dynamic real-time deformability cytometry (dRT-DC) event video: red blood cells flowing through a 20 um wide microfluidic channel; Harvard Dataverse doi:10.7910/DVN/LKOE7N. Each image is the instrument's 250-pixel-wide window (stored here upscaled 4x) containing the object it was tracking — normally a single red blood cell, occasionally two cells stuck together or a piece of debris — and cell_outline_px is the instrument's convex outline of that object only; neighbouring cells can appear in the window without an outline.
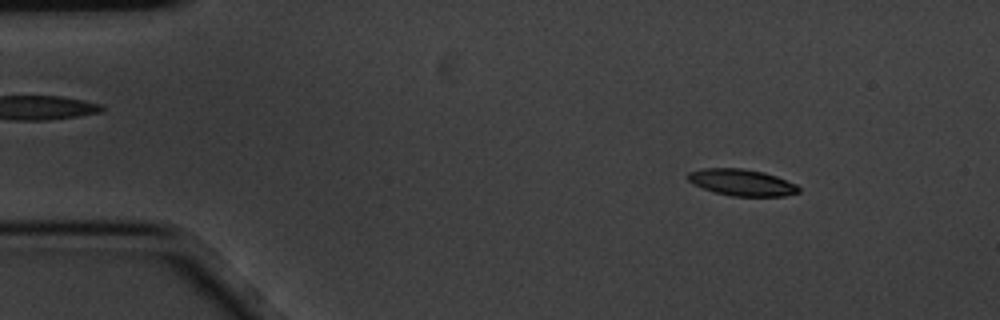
{"species": "common noctule bat (a hibernating species)", "species_latin": "Nyctalus noctula", "temperature_condition": "cold", "stored_images_in_passage": 5, "camera_frame_rate_fps": 3000, "um_per_image_px": 0.085, "animal": {"sex": "male", "body_mass_g": 20.1, "forearm_length_mm": 53.5}, "frame": {"image": 1, "passage_image": 2, "time_ms": 0.333, "image_size_px": [1000, 320], "cell_outline_px": [[800, 192], [784, 196], [732, 196], [716, 192], [704, 188], [688, 180], [684, 176], [688, 172], [700, 168], [744, 168], [764, 172], [776, 176], [796, 184], [800, 188]], "centroid_in_image_um": [63.05, 15.49], "position_along_channel_um": 22.0, "area_um2": 17.17}}
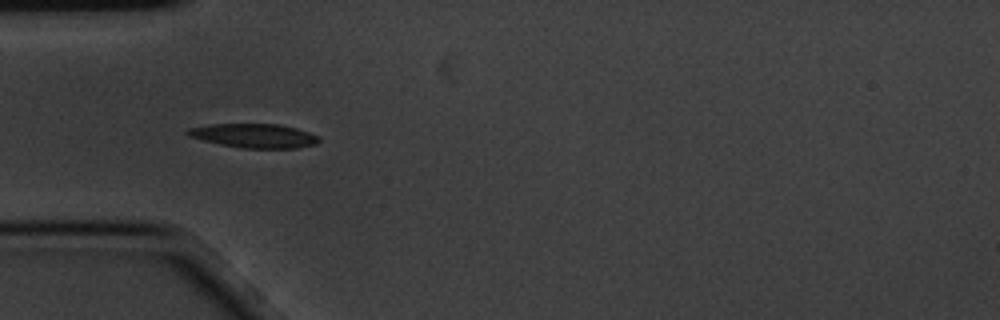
{"frame": {"image": 2, "passage_image": 4, "time_ms": 1.0, "image_size_px": [1000, 320], "cell_outline_px": [[320, 140], [316, 144], [296, 148], [240, 148], [220, 144], [188, 136], [184, 132], [188, 128], [208, 124], [276, 124], [296, 128], [320, 136]], "centroid_in_image_um": [21.59, 11.53], "position_along_channel_um": 63.4, "area_um2": 18.44}}
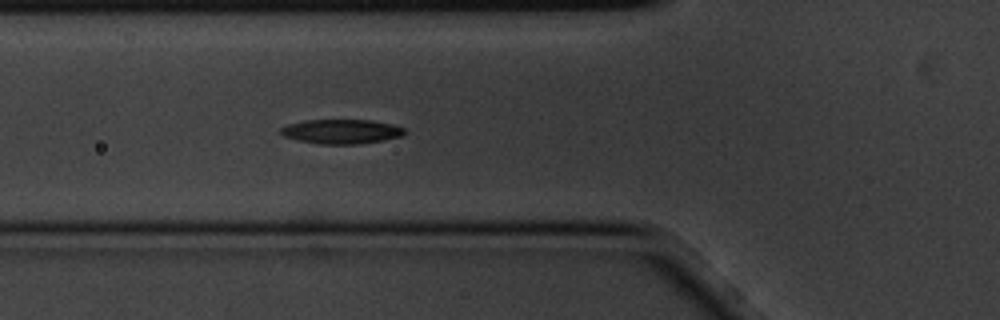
{"frame": {"image": 3, "passage_image": 5, "time_ms": 1.333, "image_size_px": [1000, 320], "cell_outline_px": [[408, 132], [404, 136], [384, 140], [360, 144], [320, 144], [300, 140], [284, 136], [280, 132], [280, 128], [288, 124], [304, 120], [372, 120], [392, 124], [404, 128]], "centroid_in_image_um": [29.08, 11.17], "position_along_channel_um": 96.7, "area_um2": 17.74}}